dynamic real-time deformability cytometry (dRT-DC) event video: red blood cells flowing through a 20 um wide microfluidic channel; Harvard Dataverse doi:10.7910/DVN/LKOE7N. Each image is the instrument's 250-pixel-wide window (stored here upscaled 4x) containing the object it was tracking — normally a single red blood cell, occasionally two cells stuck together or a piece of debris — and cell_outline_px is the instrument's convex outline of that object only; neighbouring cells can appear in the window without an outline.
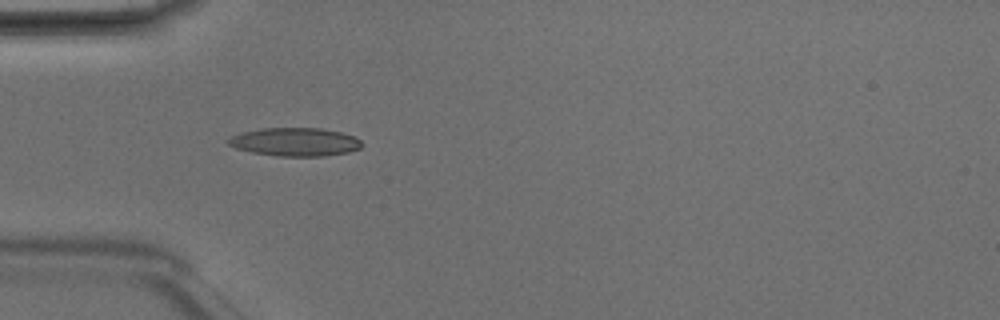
{"species": "Egyptian fruit bat (a non-hibernating species)", "species_latin": "Rousettus aegyptiacus", "temperature_condition": "room temperature", "stored_images_in_passage": 8, "camera_frame_rate_fps": 3000, "um_per_image_px": 0.085, "animal": {"sex": "male"}, "frame": {"image": 1, "passage_image": 5, "time_ms": 1.333, "image_size_px": [1000, 320], "cell_outline_px": [[364, 144], [360, 148], [348, 152], [324, 156], [280, 156], [252, 152], [236, 148], [228, 144], [228, 140], [232, 136], [244, 132], [260, 128], [320, 128], [340, 132], [352, 136], [360, 140]], "centroid_in_image_um": [25.1, 12.06], "position_along_channel_um": 59.9, "area_um2": 21.85}}
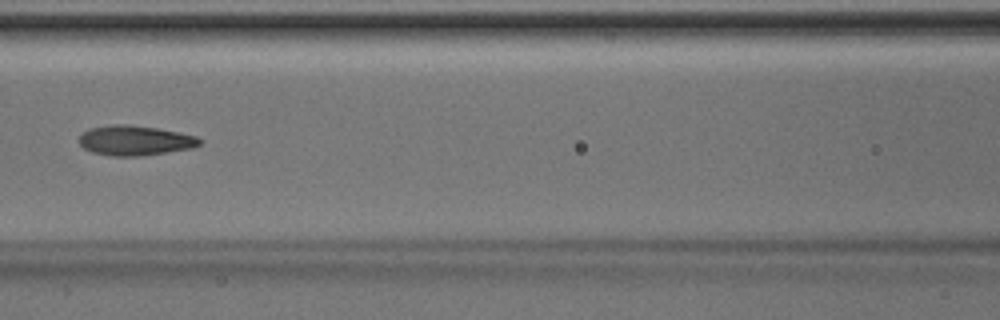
{"frame": {"image": 2, "passage_image": 7, "time_ms": 2.0, "image_size_px": [1000, 320], "cell_outline_px": [[200, 144], [192, 148], [140, 156], [112, 156], [92, 152], [84, 148], [80, 144], [80, 136], [88, 128], [112, 124], [128, 124], [156, 128], [180, 132], [196, 136], [200, 140]], "centroid_in_image_um": [11.46, 11.93], "position_along_channel_um": 155.1, "area_um2": 20.92}}
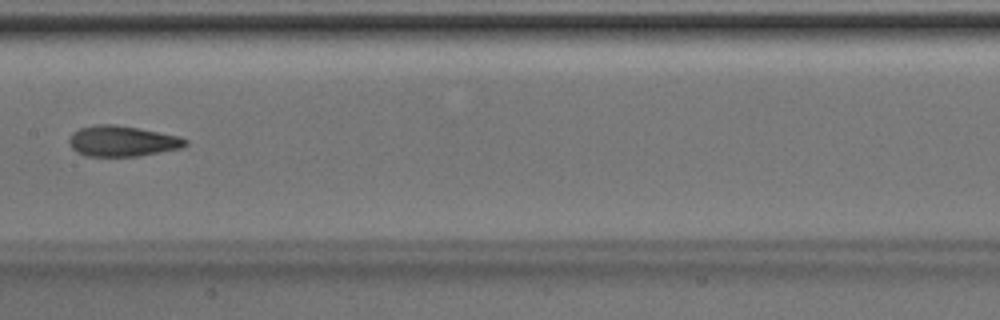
{"frame": {"image": 3, "passage_image": 8, "time_ms": 2.333, "image_size_px": [1000, 320], "cell_outline_px": [[188, 144], [180, 148], [140, 156], [88, 156], [76, 152], [72, 148], [68, 140], [72, 132], [80, 128], [96, 124], [116, 124], [180, 136], [188, 140]], "centroid_in_image_um": [10.38, 11.99], "position_along_channel_um": 197.0, "area_um2": 20.81}}